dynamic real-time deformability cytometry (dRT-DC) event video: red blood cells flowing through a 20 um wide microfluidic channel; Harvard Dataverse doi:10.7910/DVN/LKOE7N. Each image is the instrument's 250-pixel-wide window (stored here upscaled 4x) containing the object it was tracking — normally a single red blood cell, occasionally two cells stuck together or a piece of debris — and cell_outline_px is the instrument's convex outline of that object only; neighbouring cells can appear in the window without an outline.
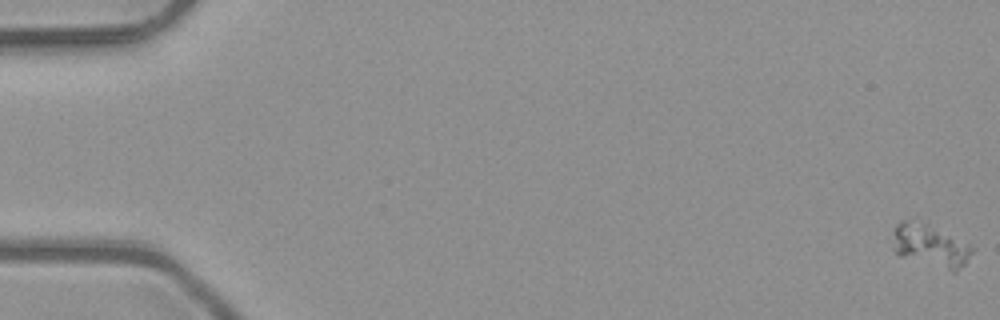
{"species": "common noctule bat (a hibernating species)", "species_latin": "Nyctalus noctula", "temperature_condition": "room temperature", "stored_images_in_passage": 6, "camera_frame_rate_fps": 3000, "um_per_image_px": 0.085, "animal": {"sex": "male", "body_mass_g": 23.1, "forearm_length_mm": 52.7}, "frame": {"image": 1, "passage_image": 1, "time_ms": 0.0, "image_size_px": [1000, 320], "cell_outline_px": [[976, 248], [964, 264], [956, 272], [952, 272], [900, 256], [892, 248], [896, 224], [904, 220], [908, 220], [928, 224]], "centroid_in_image_um": [79.08, 20.91], "position_along_channel_um": 5.9, "area_um2": 19.36}}